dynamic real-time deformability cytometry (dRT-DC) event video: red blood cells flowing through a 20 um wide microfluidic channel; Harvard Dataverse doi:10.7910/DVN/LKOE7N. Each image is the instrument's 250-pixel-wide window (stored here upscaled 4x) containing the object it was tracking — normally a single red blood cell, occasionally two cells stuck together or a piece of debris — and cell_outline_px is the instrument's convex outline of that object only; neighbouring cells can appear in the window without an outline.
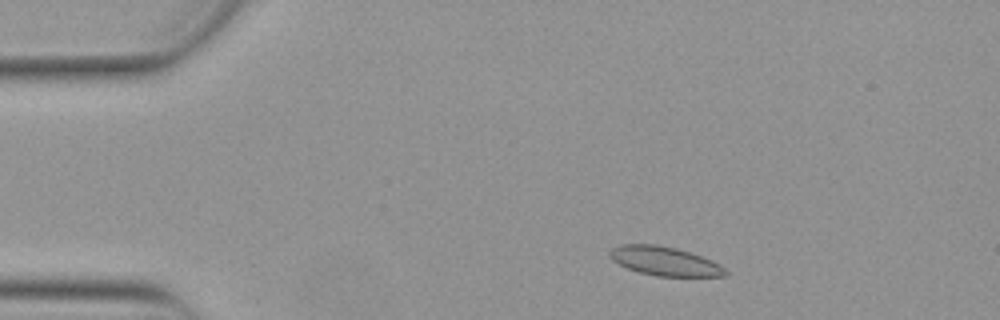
{"species": "Egyptian fruit bat (a non-hibernating species)", "species_latin": "Rousettus aegyptiacus", "temperature_condition": "warm", "stored_images_in_passage": 49, "camera_frame_rate_fps": 3000, "um_per_image_px": 0.085, "animal": {"sex": "female"}, "frame": {"image": 1, "passage_image": 5, "time_ms": 1.333, "image_size_px": [1000, 320], "cell_outline_px": [[728, 276], [656, 276], [640, 272], [628, 268], [612, 260], [608, 256], [608, 252], [612, 248], [620, 244], [656, 244], [676, 248], [712, 260], [720, 264], [728, 272]], "centroid_in_image_um": [56.48, 22.19], "position_along_channel_um": 28.5, "area_um2": 19.48}}
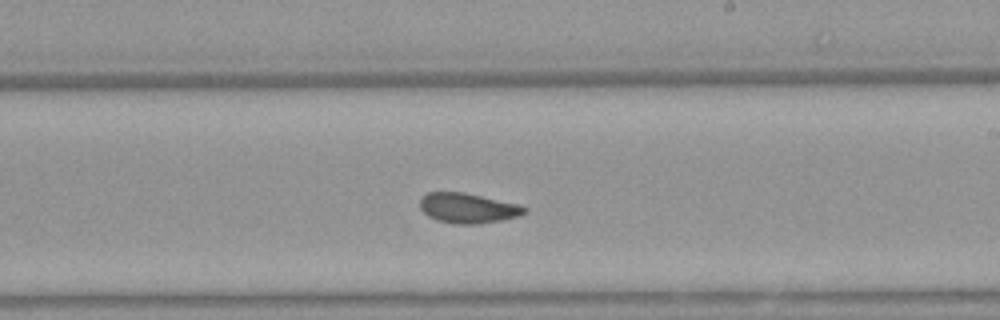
{"frame": {"image": 2, "passage_image": 27, "time_ms": 8.667, "image_size_px": [1000, 320], "cell_outline_px": [[528, 212], [520, 216], [500, 220], [476, 224], [452, 224], [436, 220], [428, 216], [420, 208], [420, 196], [428, 192], [464, 192], [520, 204], [528, 208]], "centroid_in_image_um": [39.78, 17.68], "position_along_channel_um": 249.2, "area_um2": 18.55}}
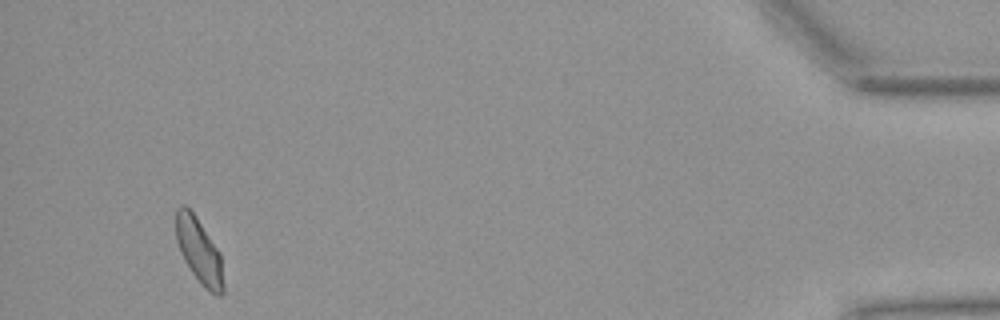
{"frame": {"image": 3, "passage_image": 46, "time_ms": 15.0, "image_size_px": [1000, 320], "cell_outline_px": [[224, 292], [220, 296], [216, 296], [204, 288], [192, 272], [184, 260], [180, 252], [176, 240], [176, 208], [180, 204], [184, 204], [196, 216], [220, 252], [224, 284]], "centroid_in_image_um": [16.93, 21.33], "position_along_channel_um": 418.3, "area_um2": 18.15}, "authors_computed_cell_mechanics": {"area_um2": 18.4382, "velocity_mm_per_s": 3.8475, "shape_relaxation_time_tau1_ms": null, "shape_relaxation_time_tau2_ms": 1.8892, "deformation_change_tau1": null, "deformation_change_tau2": 0.0586}}